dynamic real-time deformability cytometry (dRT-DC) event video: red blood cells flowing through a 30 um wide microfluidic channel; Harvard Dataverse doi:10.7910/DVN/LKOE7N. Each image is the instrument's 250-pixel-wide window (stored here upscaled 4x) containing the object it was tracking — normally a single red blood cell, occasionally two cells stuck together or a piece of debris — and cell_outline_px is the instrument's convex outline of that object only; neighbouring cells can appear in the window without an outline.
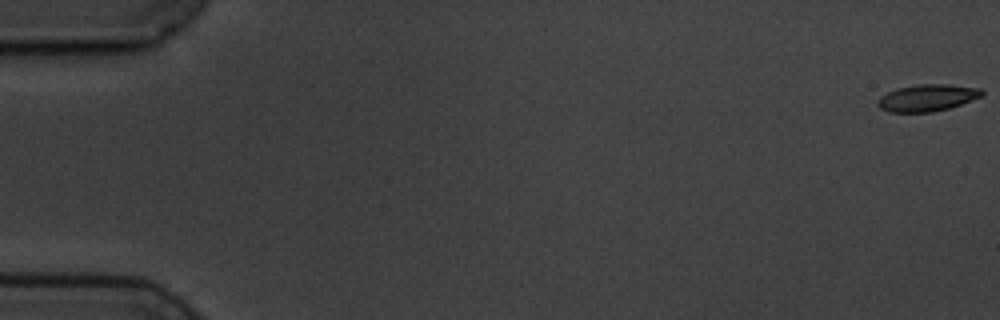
{"species": "common noctule bat (a hibernating species)", "species_latin": "Nyctalus noctula", "temperature_condition": "cold", "stored_images_in_passage": 5, "camera_frame_rate_fps": 3000, "um_per_image_px": 0.085, "animal": {"sex": "male", "body_mass_g": 19.5, "forearm_length_mm": 54.6}, "frame": {"image": 1, "passage_image": 1, "time_ms": 0.0, "image_size_px": [1000, 320], "cell_outline_px": [[984, 96], [948, 108], [932, 112], [888, 112], [880, 108], [876, 104], [876, 100], [880, 96], [896, 88], [920, 84], [948, 84], [980, 88], [984, 92]], "centroid_in_image_um": [78.8, 8.31], "position_along_channel_um": 6.2, "area_um2": 16.42}}
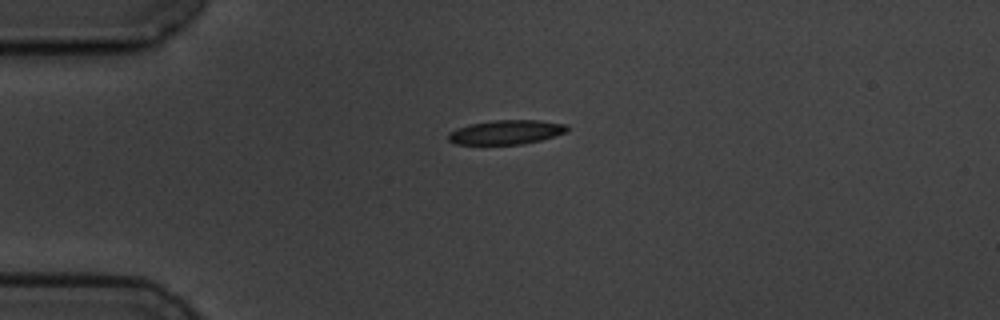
{"frame": {"image": 2, "passage_image": 4, "time_ms": 4.667, "image_size_px": [1000, 320], "cell_outline_px": [[568, 128], [564, 132], [556, 136], [524, 144], [456, 144], [448, 140], [448, 132], [456, 128], [468, 124], [492, 120], [540, 120], [568, 124]], "centroid_in_image_um": [43.01, 11.22], "position_along_channel_um": 42.0, "area_um2": 16.94}}